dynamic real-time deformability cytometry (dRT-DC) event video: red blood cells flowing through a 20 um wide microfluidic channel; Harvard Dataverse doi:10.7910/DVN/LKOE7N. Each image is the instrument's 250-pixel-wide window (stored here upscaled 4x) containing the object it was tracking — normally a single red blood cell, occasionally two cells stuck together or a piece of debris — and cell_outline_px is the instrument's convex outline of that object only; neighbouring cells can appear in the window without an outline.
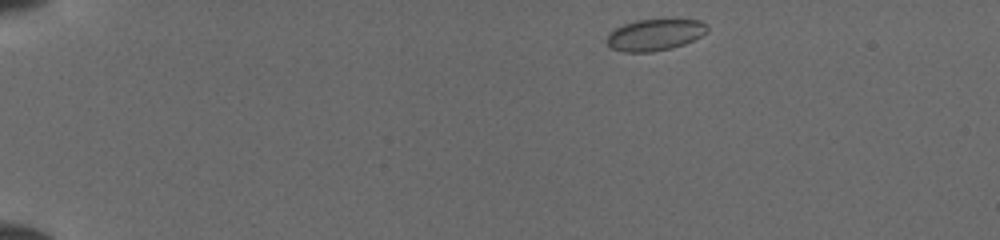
{"species": "common noctule bat (a hibernating species)", "species_latin": "Nyctalus noctula", "temperature_condition": "cold", "stored_images_in_passage": 58, "camera_frame_rate_fps": 3000, "um_per_image_px": 0.085, "animal": {"sex": "female", "body_mass_g": 19.5, "forearm_length_mm": 54.1}, "frame": {"image": 1, "passage_image": 1, "time_ms": 0.0, "image_size_px": [1000, 240], "cell_outline_px": [[708, 32], [684, 44], [672, 48], [652, 52], [624, 52], [612, 48], [604, 40], [608, 32], [624, 24], [636, 20], [664, 16], [676, 16], [700, 20], [708, 24]], "centroid_in_image_um": [55.71, 2.89], "position_along_channel_um": 29.3, "area_um2": 19.59}}
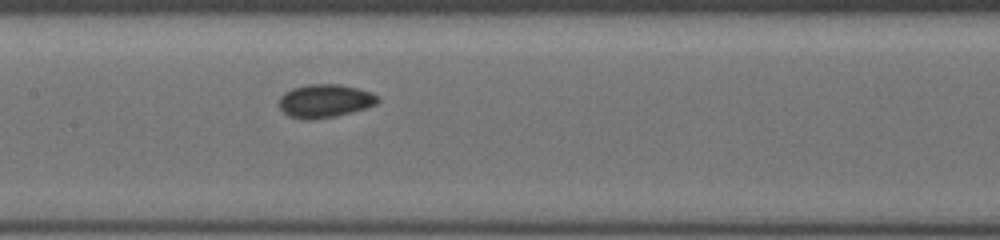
{"frame": {"image": 2, "passage_image": 24, "time_ms": 6.0, "image_size_px": [1000, 240], "cell_outline_px": [[380, 100], [376, 104], [352, 112], [336, 116], [312, 120], [308, 120], [288, 116], [280, 108], [280, 96], [284, 92], [292, 88], [308, 84], [340, 84], [372, 92], [380, 96]], "centroid_in_image_um": [27.63, 8.57], "position_along_channel_um": 179.8, "area_um2": 19.25}}
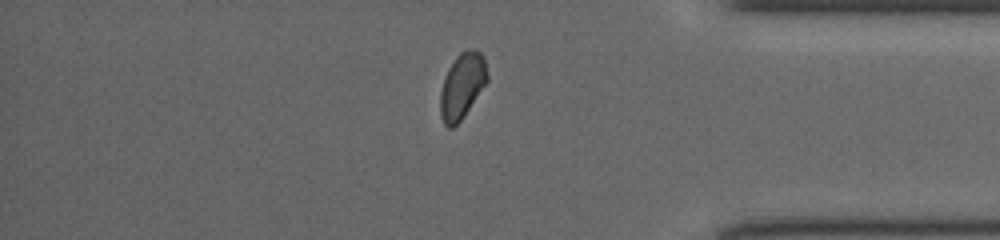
{"frame": {"image": 3, "passage_image": 49, "time_ms": 11.667, "image_size_px": [1000, 240], "cell_outline_px": [[488, 80], [460, 120], [452, 128], [448, 128], [444, 124], [440, 116], [440, 92], [448, 68], [456, 56], [460, 52], [468, 48], [472, 48], [480, 52], [484, 56], [488, 76]], "centroid_in_image_um": [39.27, 7.26], "position_along_channel_um": 395.9, "area_um2": 17.8}}